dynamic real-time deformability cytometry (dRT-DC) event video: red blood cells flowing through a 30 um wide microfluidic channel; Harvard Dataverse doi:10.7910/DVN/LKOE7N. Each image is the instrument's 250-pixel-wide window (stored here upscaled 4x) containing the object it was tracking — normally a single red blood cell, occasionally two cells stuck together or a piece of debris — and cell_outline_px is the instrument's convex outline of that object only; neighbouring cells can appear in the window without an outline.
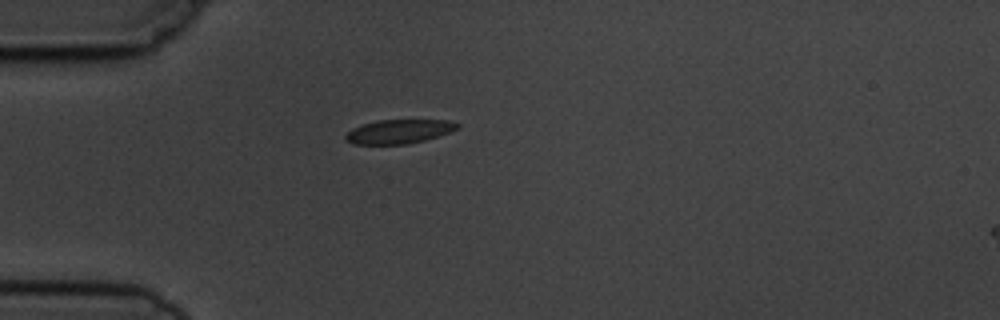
{"species": "common noctule bat (a hibernating species)", "species_latin": "Nyctalus noctula", "temperature_condition": "cold", "stored_images_in_passage": 1, "camera_frame_rate_fps": 3000, "um_per_image_px": 0.085, "animal": {"sex": "male", "body_mass_g": 19.5, "forearm_length_mm": 54.6}, "frame": {"image": 1, "passage_image": 1, "time_ms": 0.0, "image_size_px": [1000, 320], "cell_outline_px": [[460, 128], [424, 140], [408, 144], [356, 144], [344, 140], [344, 136], [352, 128], [376, 120], [448, 120], [460, 124]], "centroid_in_image_um": [33.89, 11.17], "position_along_channel_um": 51.1, "area_um2": 15.55}}